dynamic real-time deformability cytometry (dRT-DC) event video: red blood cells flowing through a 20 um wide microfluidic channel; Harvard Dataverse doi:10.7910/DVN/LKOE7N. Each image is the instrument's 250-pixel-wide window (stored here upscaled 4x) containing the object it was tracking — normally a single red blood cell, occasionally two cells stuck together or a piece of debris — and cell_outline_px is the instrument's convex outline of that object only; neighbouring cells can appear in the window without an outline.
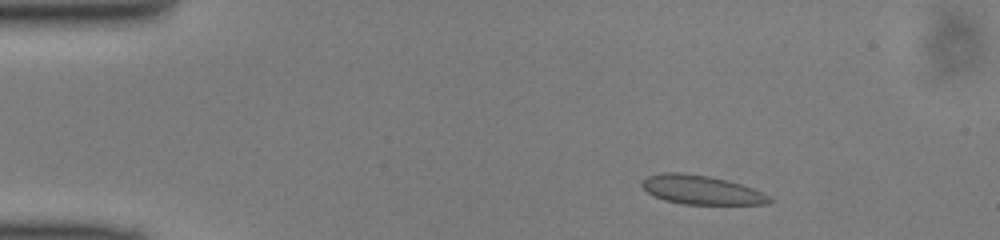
{"species": "common noctule bat (a hibernating species)", "species_latin": "Nyctalus noctula", "temperature_condition": "cold", "stored_images_in_passage": 45, "camera_frame_rate_fps": 3000, "um_per_image_px": 0.085, "animal": {"sex": "male", "body_mass_g": 13.0, "forearm_length_mm": 53.1}, "frame": {"image": 1, "passage_image": 4, "time_ms": 1.0, "image_size_px": [1000, 240], "cell_outline_px": [[772, 200], [768, 204], [684, 204], [664, 200], [648, 192], [640, 184], [648, 176], [660, 172], [684, 172], [708, 176], [728, 180], [752, 188], [768, 196]], "centroid_in_image_um": [59.58, 16.13], "position_along_channel_um": 25.4, "area_um2": 21.33}}
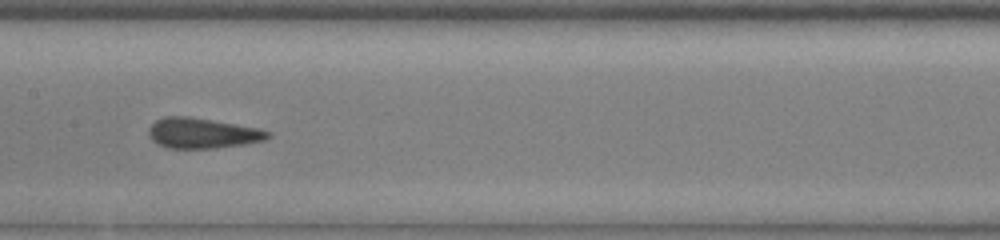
{"frame": {"image": 2, "passage_image": 21, "time_ms": 6.667, "image_size_px": [1000, 240], "cell_outline_px": [[272, 136], [264, 140], [248, 144], [216, 148], [168, 148], [156, 144], [148, 136], [148, 128], [156, 120], [164, 116], [188, 116], [260, 128], [272, 132]], "centroid_in_image_um": [17.22, 11.32], "position_along_channel_um": 190.2, "area_um2": 21.39}}
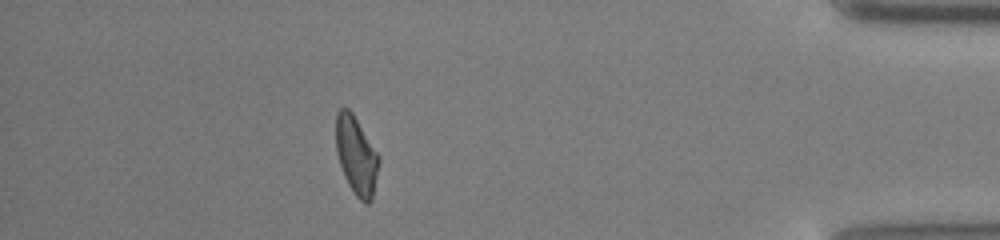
{"frame": {"image": 3, "passage_image": 40, "time_ms": 13.0, "image_size_px": [1000, 240], "cell_outline_px": [[380, 160], [372, 200], [368, 204], [364, 204], [356, 196], [348, 184], [344, 176], [336, 152], [336, 112], [340, 108], [348, 108], [352, 112], [380, 156]], "centroid_in_image_um": [30.29, 13.23], "position_along_channel_um": 404.9, "area_um2": 19.65}}